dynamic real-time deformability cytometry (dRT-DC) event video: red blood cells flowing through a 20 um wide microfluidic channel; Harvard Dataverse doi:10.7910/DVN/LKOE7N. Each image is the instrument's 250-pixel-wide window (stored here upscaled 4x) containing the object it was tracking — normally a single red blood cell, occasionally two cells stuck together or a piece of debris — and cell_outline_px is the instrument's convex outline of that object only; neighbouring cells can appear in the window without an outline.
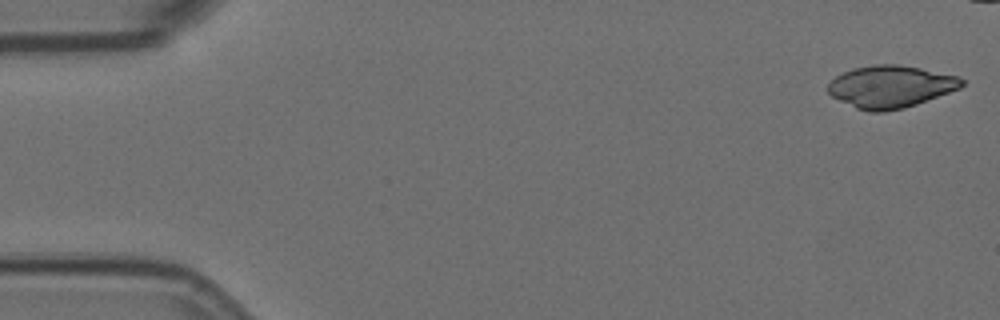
{"species": "Egyptian fruit bat (a non-hibernating species)", "species_latin": "Rousettus aegyptiacus", "temperature_condition": "room temperature", "stored_images_in_passage": 5, "segment_of_instrument_passage": [1, 2], "camera_frame_rate_fps": 3000, "um_per_image_px": 0.085, "animal": {"sex": "female"}, "frame": {"image": 1, "passage_image": 1, "time_ms": 0.0, "image_size_px": [1000, 320], "cell_outline_px": [[964, 84], [960, 88], [916, 104], [904, 108], [884, 112], [868, 112], [856, 108], [832, 96], [828, 92], [828, 84], [836, 76], [852, 68], [872, 64], [900, 64], [960, 76], [964, 80]], "centroid_in_image_um": [75.7, 7.35], "position_along_channel_um": 9.3, "area_um2": 32.95}}